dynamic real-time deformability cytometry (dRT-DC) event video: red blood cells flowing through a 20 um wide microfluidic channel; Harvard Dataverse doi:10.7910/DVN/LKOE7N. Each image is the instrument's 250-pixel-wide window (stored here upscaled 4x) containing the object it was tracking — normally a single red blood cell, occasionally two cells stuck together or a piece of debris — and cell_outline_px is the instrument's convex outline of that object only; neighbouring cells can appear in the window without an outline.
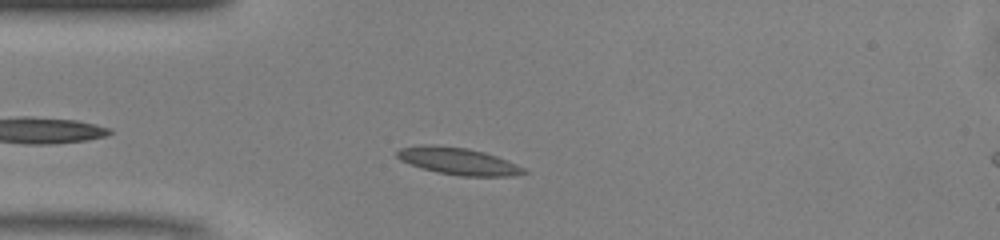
{"species": "common noctule bat (a hibernating species)", "species_latin": "Nyctalus noctula", "temperature_condition": "warm", "stored_images_in_passage": 35, "camera_frame_rate_fps": 3000, "um_per_image_px": 0.085, "animal": {"sex": "male", "body_mass_g": 13.0, "forearm_length_mm": 53.1}, "frame": {"image": 1, "passage_image": 6, "time_ms": 1.667, "image_size_px": [1000, 240], "cell_outline_px": [[528, 172], [512, 176], [460, 176], [436, 172], [420, 168], [400, 160], [396, 156], [396, 152], [400, 148], [420, 144], [432, 144], [468, 148], [484, 152], [496, 156], [516, 164], [524, 168]], "centroid_in_image_um": [38.9, 13.69], "position_along_channel_um": 46.1, "area_um2": 20.11}}
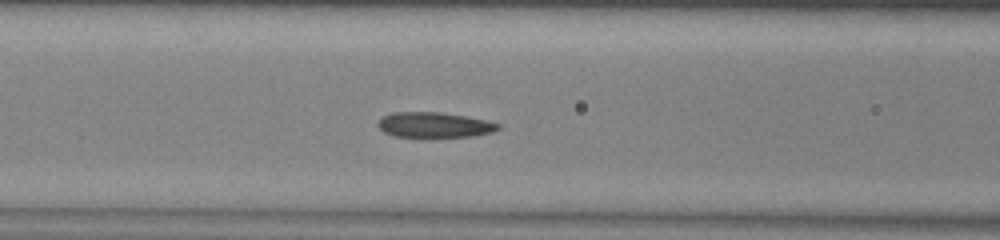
{"frame": {"image": 2, "passage_image": 13, "time_ms": 4.0, "image_size_px": [1000, 240], "cell_outline_px": [[500, 128], [492, 132], [472, 136], [396, 136], [384, 132], [376, 124], [384, 116], [392, 112], [440, 112], [464, 116], [484, 120], [500, 124]], "centroid_in_image_um": [36.9, 10.6], "position_along_channel_um": 129.7, "area_um2": 17.28}}
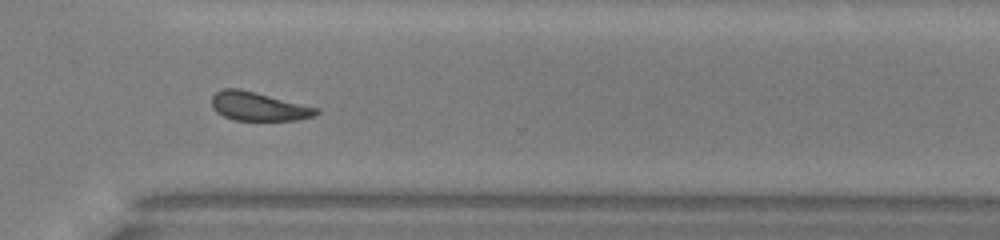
{"frame": {"image": 3, "passage_image": 29, "time_ms": 9.333, "image_size_px": [1000, 240], "cell_outline_px": [[320, 112], [316, 116], [296, 120], [236, 120], [224, 116], [216, 112], [212, 108], [212, 96], [216, 92], [224, 88], [240, 88], [320, 108]], "centroid_in_image_um": [22.0, 9.04], "position_along_channel_um": 348.6, "area_um2": 17.63}, "authors_computed_cell_mechanics": {"area_um2": 18.3226, "velocity_mm_per_s": 4.1045, "shape_relaxation_time_tau1_ms": 5.4565, "shape_relaxation_time_tau2_ms": 2.4237, "deformation_change_tau1": 0.1271, "deformation_change_tau2": 0.0964}}